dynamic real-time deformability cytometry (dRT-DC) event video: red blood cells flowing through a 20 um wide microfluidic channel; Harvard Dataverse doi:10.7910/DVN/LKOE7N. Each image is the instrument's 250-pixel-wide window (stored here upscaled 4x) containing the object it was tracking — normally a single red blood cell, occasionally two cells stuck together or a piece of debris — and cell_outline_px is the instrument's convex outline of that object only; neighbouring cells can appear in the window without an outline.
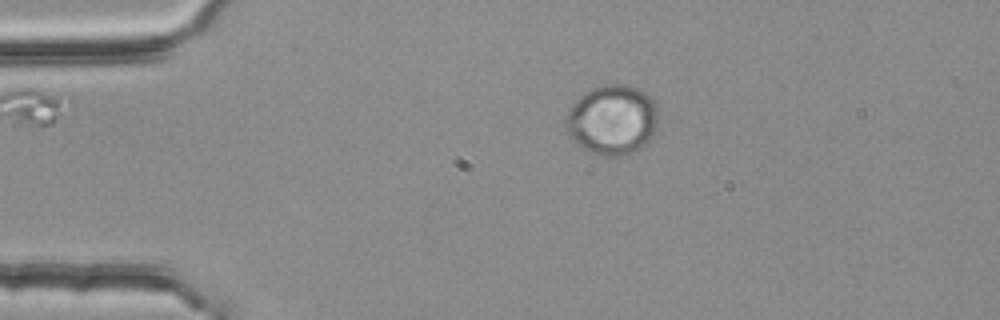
{"species": "common noctule bat (a hibernating species)", "species_latin": "Nyctalus noctula", "temperature_condition": "room temperature", "stored_images_in_passage": 2, "camera_frame_rate_fps": 3000, "um_per_image_px": 0.085, "animal": {"sex": "female", "body_mass_g": 25.1}, "frame": {"image": 1, "passage_image": 1, "time_ms": 0.0, "image_size_px": [1000, 320], "cell_outline_px": [[656, 128], [652, 136], [640, 148], [628, 156], [604, 156], [592, 152], [584, 148], [568, 136], [564, 128], [564, 116], [576, 100], [584, 92], [592, 88], [604, 84], [628, 84], [644, 92], [656, 104]], "centroid_in_image_um": [52.0, 10.19], "position_along_channel_um": 33.0, "area_um2": 37.8}}